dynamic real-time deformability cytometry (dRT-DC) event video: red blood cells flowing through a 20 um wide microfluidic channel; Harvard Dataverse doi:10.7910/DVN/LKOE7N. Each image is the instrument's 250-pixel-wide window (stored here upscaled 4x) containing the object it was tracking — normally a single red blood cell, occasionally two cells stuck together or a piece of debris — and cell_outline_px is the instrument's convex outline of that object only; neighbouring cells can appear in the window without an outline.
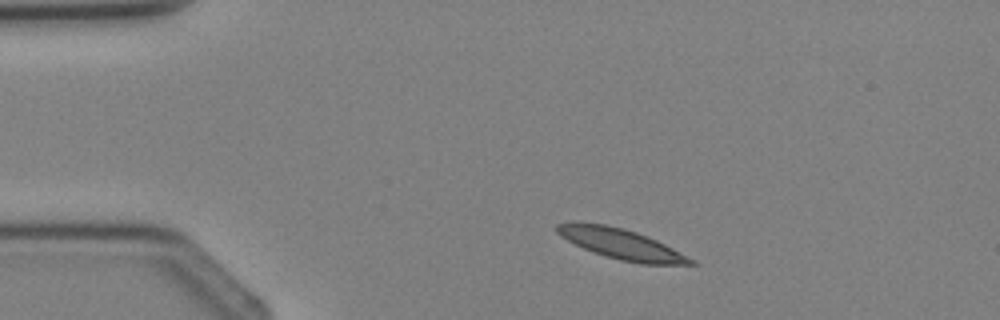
{"species": "Egyptian fruit bat (a non-hibernating species)", "species_latin": "Rousettus aegyptiacus", "temperature_condition": "cold", "stored_images_in_passage": 2, "camera_frame_rate_fps": 3000, "um_per_image_px": 0.085, "animal": {"sex": "female"}, "frame": {"image": 1, "passage_image": 1, "time_ms": 0.0, "image_size_px": [1000, 320], "cell_outline_px": [[696, 264], [640, 264], [620, 260], [584, 248], [560, 236], [556, 232], [556, 224], [604, 224], [624, 228], [648, 236], [696, 260]], "centroid_in_image_um": [52.88, 20.76], "position_along_channel_um": 32.1, "area_um2": 22.89}}